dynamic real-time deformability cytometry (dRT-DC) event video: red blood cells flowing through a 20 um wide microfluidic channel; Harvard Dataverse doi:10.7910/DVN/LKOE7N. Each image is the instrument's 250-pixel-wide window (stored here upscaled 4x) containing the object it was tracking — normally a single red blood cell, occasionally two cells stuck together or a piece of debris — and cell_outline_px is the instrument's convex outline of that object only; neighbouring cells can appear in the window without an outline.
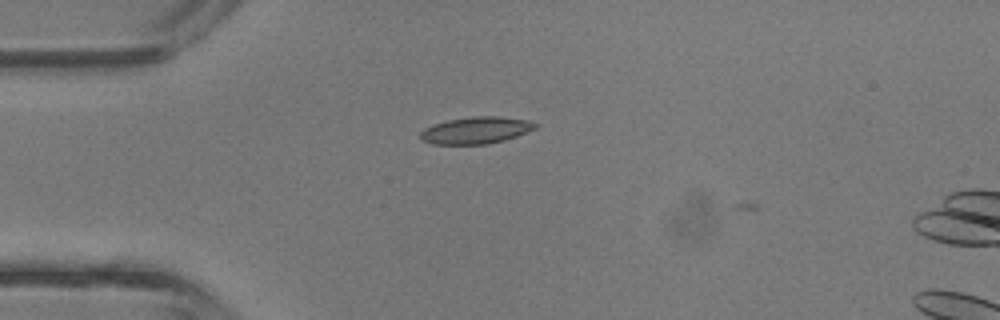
{"species": "common noctule bat (a hibernating species)", "species_latin": "Nyctalus noctula", "temperature_condition": "room temperature", "stored_images_in_passage": 2, "camera_frame_rate_fps": 3000, "um_per_image_px": 0.085, "animal": {"sex": "male", "body_mass_g": 13.3}, "frame": {"image": 1, "passage_image": 1, "time_ms": 0.0, "image_size_px": [1000, 320], "cell_outline_px": [[540, 124], [536, 128], [516, 136], [504, 140], [488, 144], [432, 144], [420, 140], [420, 132], [424, 128], [432, 124], [448, 120], [472, 116], [500, 116], [528, 120]], "centroid_in_image_um": [40.44, 11.07], "position_along_channel_um": 44.6, "area_um2": 18.15}}